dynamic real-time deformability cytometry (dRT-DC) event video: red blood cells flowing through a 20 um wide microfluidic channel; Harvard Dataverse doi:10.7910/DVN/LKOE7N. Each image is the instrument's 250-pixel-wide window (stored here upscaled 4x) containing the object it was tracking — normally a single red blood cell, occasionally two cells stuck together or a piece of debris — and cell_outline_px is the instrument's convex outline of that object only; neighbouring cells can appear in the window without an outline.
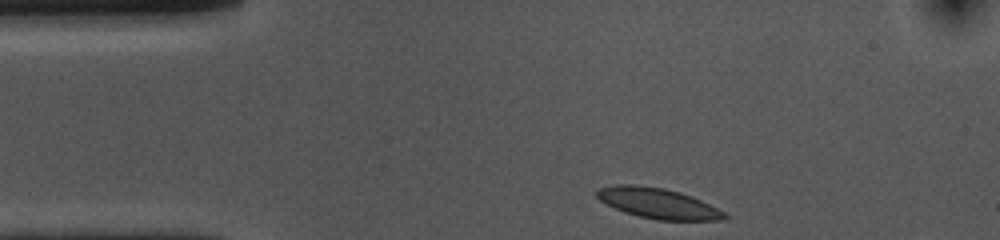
{"species": "common noctule bat (a hibernating species)", "species_latin": "Nyctalus noctula", "temperature_condition": "cold", "stored_images_in_passage": 35, "camera_frame_rate_fps": 3000, "um_per_image_px": 0.085, "animal": {"sex": "female", "body_mass_g": 10.0, "forearm_length_mm": 53.1}, "frame": {"image": 1, "passage_image": 1, "time_ms": 0.0, "image_size_px": [1000, 240], "cell_outline_px": [[732, 216], [720, 220], [656, 220], [624, 212], [600, 200], [596, 196], [596, 192], [600, 188], [616, 184], [636, 184], [664, 188], [680, 192], [692, 196]], "centroid_in_image_um": [55.94, 17.27], "position_along_channel_um": 29.1, "area_um2": 22.48}}
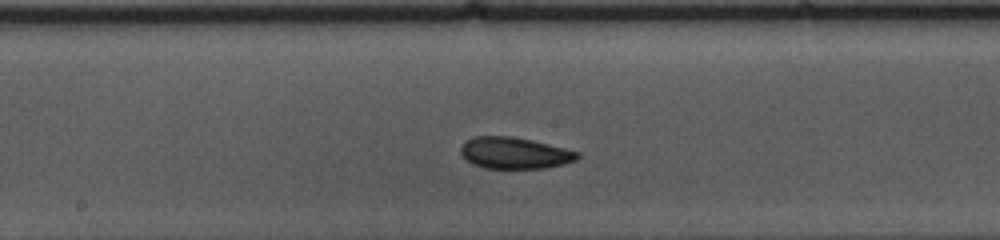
{"frame": {"image": 2, "passage_image": 19, "time_ms": 6.0, "image_size_px": [1000, 240], "cell_outline_px": [[580, 156], [576, 160], [564, 164], [548, 168], [484, 168], [472, 164], [460, 152], [460, 148], [468, 140], [476, 136], [512, 136], [532, 140], [580, 152]], "centroid_in_image_um": [43.77, 13.01], "position_along_channel_um": 204.4, "area_um2": 21.33}}
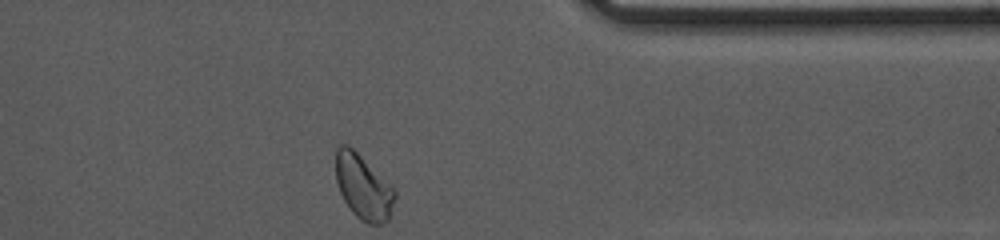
{"frame": {"image": 3, "passage_image": 35, "time_ms": 11.333, "image_size_px": [1000, 240], "cell_outline_px": [[396, 196], [388, 220], [384, 224], [368, 224], [360, 220], [352, 212], [344, 200], [340, 192], [336, 180], [336, 144], [348, 144], [396, 192]], "centroid_in_image_um": [30.85, 15.92], "position_along_channel_um": 380.6, "area_um2": 21.85}, "authors_computed_cell_mechanics": {"area_um2": 21.5594, "velocity_mm_per_s": 3.5827, "shape_relaxation_time_tau1_ms": null, "shape_relaxation_time_tau2_ms": 3.026, "deformation_change_tau1": null, "deformation_change_tau2": 0.0676}}